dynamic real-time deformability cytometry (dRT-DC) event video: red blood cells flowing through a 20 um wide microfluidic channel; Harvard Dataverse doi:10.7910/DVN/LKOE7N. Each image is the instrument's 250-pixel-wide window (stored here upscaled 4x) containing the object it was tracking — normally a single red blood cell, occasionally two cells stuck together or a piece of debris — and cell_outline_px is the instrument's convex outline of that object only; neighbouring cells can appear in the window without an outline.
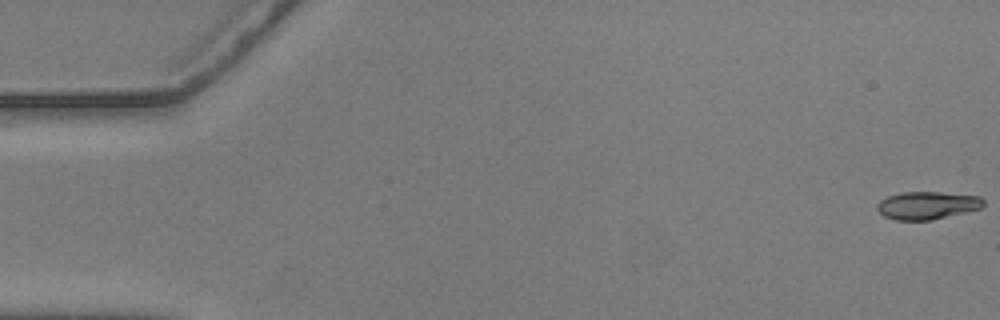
{"species": "common noctule bat (a hibernating species)", "species_latin": "Nyctalus noctula", "temperature_condition": "warm", "stored_images_in_passage": 12, "camera_frame_rate_fps": 3000, "um_per_image_px": 0.085, "animal": {"sex": "male", "body_mass_g": 20.5, "forearm_length_mm": 52.5}, "frame": {"image": 1, "passage_image": 1, "time_ms": 0.0, "image_size_px": [1000, 320], "cell_outline_px": [[984, 204], [980, 208], [932, 220], [896, 220], [884, 216], [876, 208], [876, 204], [880, 200], [888, 196], [904, 192], [940, 192], [980, 196], [984, 200]], "centroid_in_image_um": [78.79, 17.45], "position_along_channel_um": 6.2, "area_um2": 17.11}}